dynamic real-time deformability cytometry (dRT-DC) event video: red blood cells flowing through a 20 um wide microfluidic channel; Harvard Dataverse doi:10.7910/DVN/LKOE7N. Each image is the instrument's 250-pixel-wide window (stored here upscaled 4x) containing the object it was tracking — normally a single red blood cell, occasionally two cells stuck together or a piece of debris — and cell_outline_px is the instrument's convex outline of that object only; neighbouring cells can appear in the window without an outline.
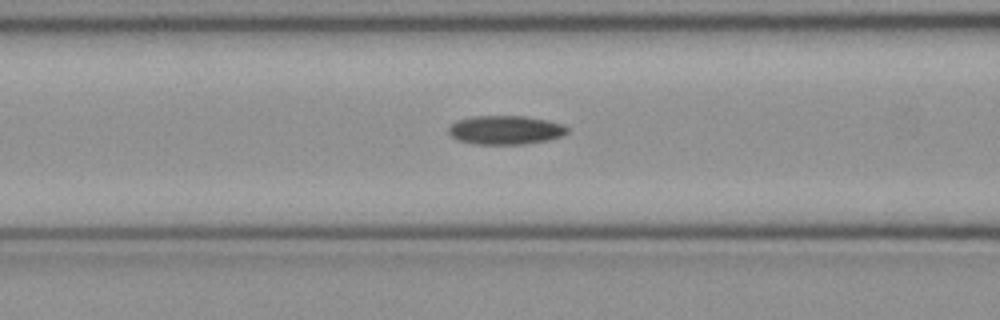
{"species": "common noctule bat (a hibernating species)", "species_latin": "Nyctalus noctula", "temperature_condition": "cold", "stored_images_in_passage": 37, "camera_frame_rate_fps": 3000, "um_per_image_px": 0.085, "animal": {"sex": "female", "body_mass_g": 21.9}, "frame": {"image": 1, "passage_image": 7, "time_ms": 2.0, "image_size_px": [1000, 320], "cell_outline_px": [[568, 132], [564, 136], [548, 140], [524, 144], [472, 144], [456, 140], [448, 132], [448, 128], [456, 120], [472, 116], [524, 116], [548, 120], [564, 124], [568, 128]], "centroid_in_image_um": [42.97, 11.05], "position_along_channel_um": 123.6, "area_um2": 20.23}}
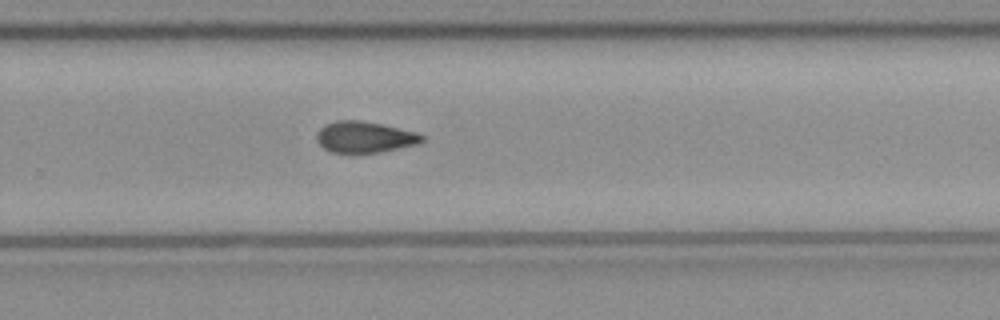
{"frame": {"image": 2, "passage_image": 20, "time_ms": 6.333, "image_size_px": [1000, 320], "cell_outline_px": [[424, 140], [416, 144], [400, 148], [380, 152], [352, 156], [332, 152], [324, 148], [316, 140], [316, 132], [324, 124], [336, 120], [360, 120], [420, 132], [424, 136]], "centroid_in_image_um": [30.97, 11.68], "position_along_channel_um": 298.8, "area_um2": 19.88}}
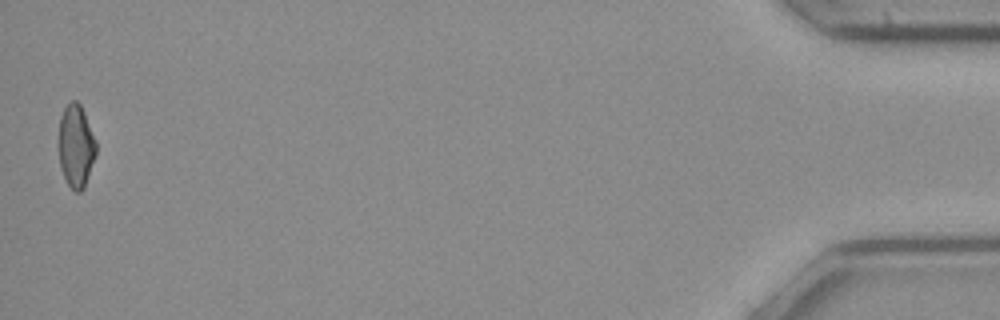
{"frame": {"image": 3, "passage_image": 37, "time_ms": 12.0, "image_size_px": [1000, 320], "cell_outline_px": [[96, 156], [84, 188], [80, 192], [76, 192], [68, 184], [60, 168], [60, 116], [64, 108], [72, 100], [76, 100], [80, 104], [84, 112], [96, 140]], "centroid_in_image_um": [6.48, 12.42], "position_along_channel_um": 428.7, "area_um2": 17.86}}